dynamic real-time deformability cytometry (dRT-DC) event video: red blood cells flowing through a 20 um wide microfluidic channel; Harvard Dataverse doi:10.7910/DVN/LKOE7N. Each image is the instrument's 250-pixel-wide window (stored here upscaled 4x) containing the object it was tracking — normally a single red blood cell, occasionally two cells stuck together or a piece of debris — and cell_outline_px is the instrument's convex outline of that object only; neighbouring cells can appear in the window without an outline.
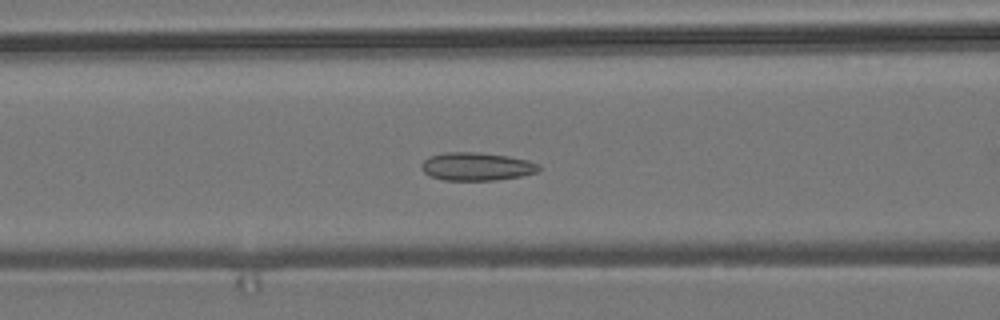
{"species": "common noctule bat (a hibernating species)", "species_latin": "Nyctalus noctula", "temperature_condition": "room temperature", "stored_images_in_passage": 51, "camera_frame_rate_fps": 3000, "um_per_image_px": 0.085, "animal": {"sex": "male", "body_mass_g": 19.2, "forearm_length_mm": 51.8}, "frame": {"image": 1, "passage_image": 17, "time_ms": 5.333, "image_size_px": [1000, 320], "cell_outline_px": [[540, 172], [520, 176], [492, 180], [444, 180], [432, 176], [424, 172], [420, 168], [420, 164], [428, 156], [444, 152], [476, 152], [508, 156], [528, 160], [540, 164]], "centroid_in_image_um": [40.51, 14.14], "position_along_channel_um": 126.1, "area_um2": 19.31}}
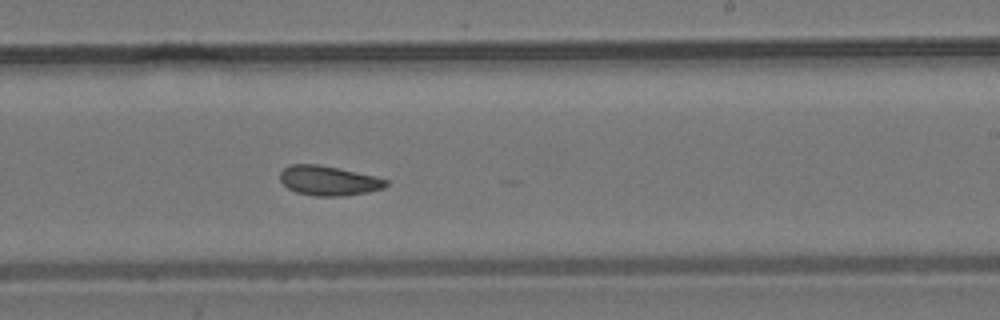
{"frame": {"image": 2, "passage_image": 28, "time_ms": 9.0, "image_size_px": [1000, 320], "cell_outline_px": [[388, 184], [384, 188], [368, 192], [340, 196], [316, 196], [296, 192], [288, 188], [280, 180], [280, 172], [284, 168], [292, 164], [316, 164], [340, 168], [388, 180]], "centroid_in_image_um": [27.91, 15.35], "position_along_channel_um": 261.1, "area_um2": 18.15}}
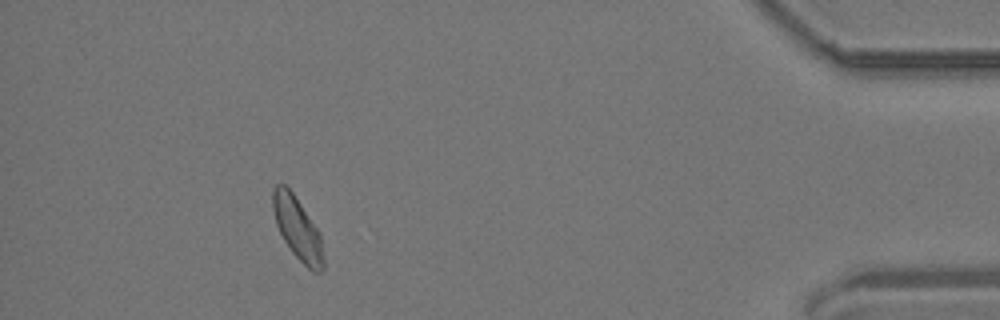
{"frame": {"image": 3, "passage_image": 45, "time_ms": 14.667, "image_size_px": [1000, 320], "cell_outline_px": [[324, 268], [320, 272], [312, 272], [292, 252], [284, 240], [276, 224], [272, 208], [272, 188], [276, 184], [284, 184], [292, 192], [316, 228], [320, 236], [324, 260]], "centroid_in_image_um": [25.26, 19.42], "position_along_channel_um": 409.9, "area_um2": 18.09}, "authors_computed_cell_mechanics": {"area_um2": 18.5538, "velocity_mm_per_s": 3.6877, "shape_relaxation_time_tau1_ms": null, "shape_relaxation_time_tau2_ms": 2.3957, "deformation_change_tau1": null, "deformation_change_tau2": 0.0588}}